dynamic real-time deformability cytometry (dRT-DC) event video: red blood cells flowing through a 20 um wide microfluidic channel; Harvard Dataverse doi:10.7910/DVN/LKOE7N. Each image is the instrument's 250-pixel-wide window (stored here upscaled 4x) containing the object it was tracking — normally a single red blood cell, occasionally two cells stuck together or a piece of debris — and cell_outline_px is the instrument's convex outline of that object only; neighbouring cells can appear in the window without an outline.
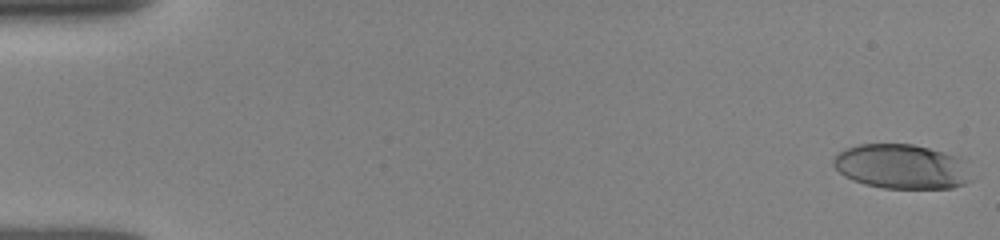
{"species": "human", "species_latin": "Homo sapiens", "temperature_condition": "room temperature", "stored_images_in_passage": 44, "camera_frame_rate_fps": 3000, "um_per_image_px": 0.085, "donor": {"sex": "female"}, "frame": {"image": 1, "passage_image": 1, "time_ms": 0.0, "image_size_px": [1000, 240], "cell_outline_px": [[972, 180], [964, 184], [952, 188], [884, 188], [864, 184], [852, 180], [844, 176], [832, 164], [832, 160], [844, 148], [860, 144], [912, 144], [928, 148], [956, 156], [968, 160]], "centroid_in_image_um": [76.68, 14.16], "position_along_channel_um": 8.3, "area_um2": 36.13}}
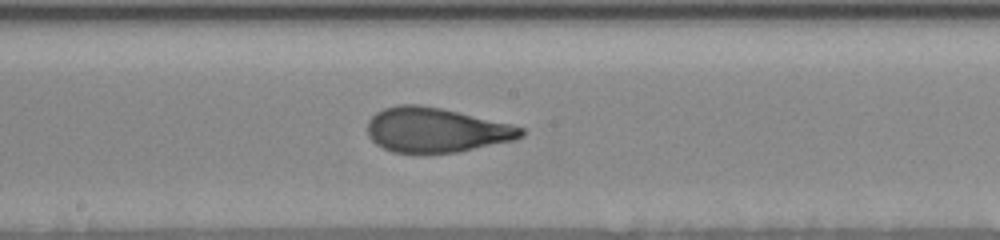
{"frame": {"image": 2, "passage_image": 23, "time_ms": 7.333, "image_size_px": [1000, 240], "cell_outline_px": [[524, 136], [516, 140], [456, 152], [428, 156], [416, 156], [392, 152], [376, 144], [368, 136], [368, 120], [376, 112], [384, 108], [396, 104], [420, 104], [440, 108], [512, 124], [524, 128]], "centroid_in_image_um": [37.04, 11.09], "position_along_channel_um": 211.2, "area_um2": 40.98}}
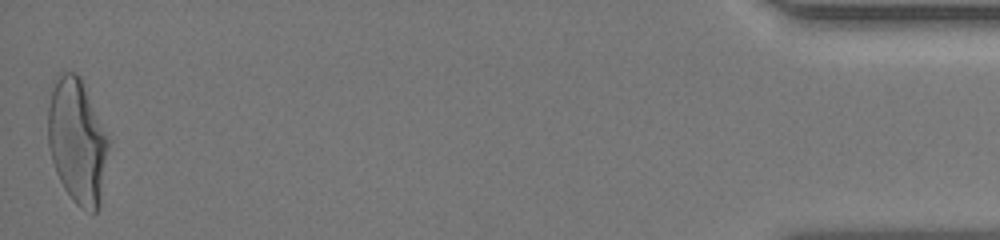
{"frame": {"image": 3, "passage_image": 44, "time_ms": 14.333, "image_size_px": [1000, 240], "cell_outline_px": [[112, 140], [100, 204], [96, 212], [92, 212], [80, 208], [72, 200], [64, 188], [56, 172], [52, 160], [48, 144], [48, 108], [52, 80], [60, 72], [76, 72], [80, 76]], "centroid_in_image_um": [6.6, 11.97], "position_along_channel_um": 428.6, "area_um2": 45.32}, "authors_computed_cell_mechanics": {"area_um2": 40.0265, "velocity_mm_per_s": 3.9894, "shape_relaxation_time_tau1_ms": 3.911, "shape_relaxation_time_tau2_ms": 0.7615, "deformation_change_tau1": 0.2097, "deformation_change_tau2": 0.0872}}